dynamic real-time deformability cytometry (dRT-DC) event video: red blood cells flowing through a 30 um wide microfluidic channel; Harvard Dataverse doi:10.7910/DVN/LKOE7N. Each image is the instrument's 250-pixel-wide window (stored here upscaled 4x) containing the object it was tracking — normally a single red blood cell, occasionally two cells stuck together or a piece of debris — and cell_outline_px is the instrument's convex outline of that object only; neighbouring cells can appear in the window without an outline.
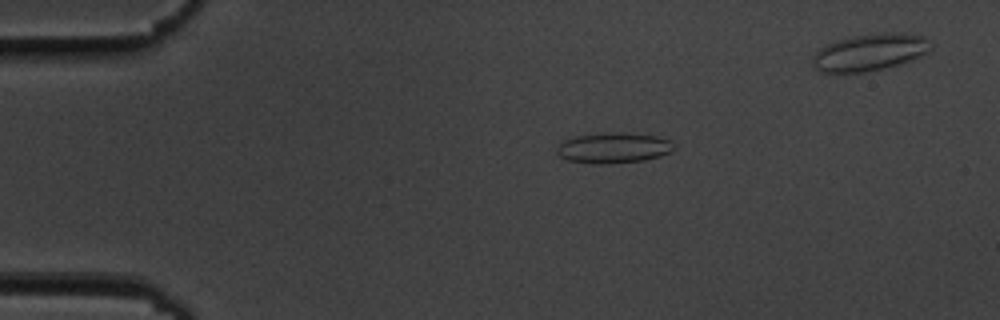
{"species": "common noctule bat (a hibernating species)", "species_latin": "Nyctalus noctula", "temperature_condition": "cold", "stored_images_in_passage": 43, "camera_frame_rate_fps": 3000, "um_per_image_px": 0.085, "animal": {"sex": "male", "body_mass_g": 19.5, "forearm_length_mm": 54.6}, "frame": {"image": 1, "passage_image": 3, "time_ms": 0.667, "image_size_px": [1000, 320], "cell_outline_px": [[676, 148], [672, 152], [644, 160], [608, 164], [600, 164], [568, 160], [560, 156], [556, 152], [556, 148], [564, 140], [576, 136], [656, 136], [672, 140]], "centroid_in_image_um": [52.18, 12.64], "position_along_channel_um": 32.8, "area_um2": 19.54}}
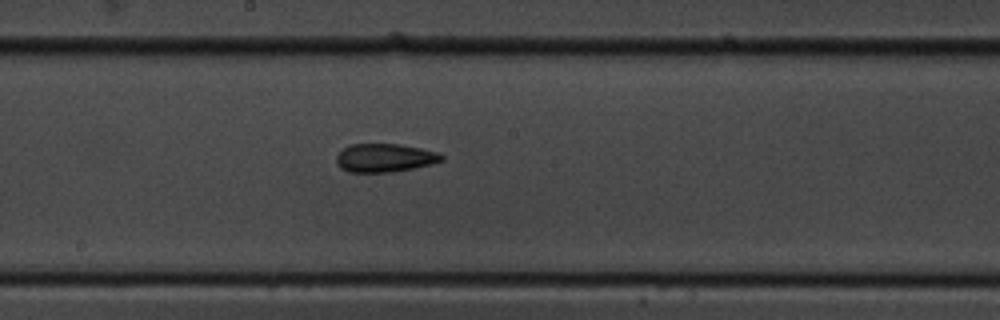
{"frame": {"image": 2, "passage_image": 22, "time_ms": 7.0, "image_size_px": [1000, 320], "cell_outline_px": [[444, 160], [432, 164], [392, 172], [348, 172], [340, 168], [336, 164], [336, 156], [348, 144], [396, 144], [420, 148], [440, 152], [444, 156]], "centroid_in_image_um": [32.7, 13.42], "position_along_channel_um": 215.5, "area_um2": 17.51}}
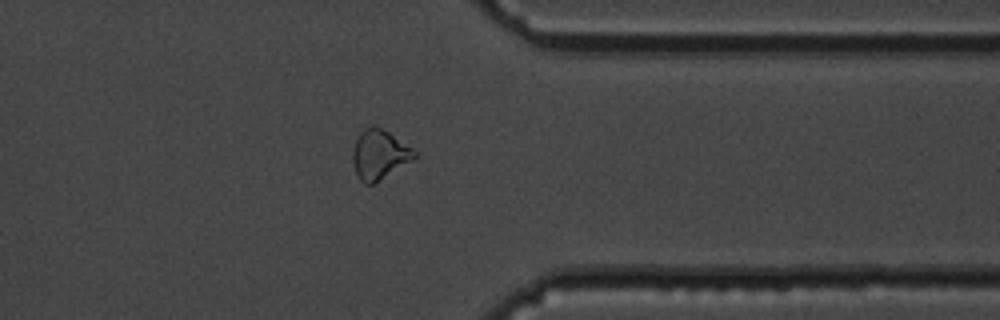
{"frame": {"image": 3, "passage_image": 36, "time_ms": 11.667, "image_size_px": [1000, 320], "cell_outline_px": [[416, 156], [412, 160], [372, 184], [364, 184], [356, 176], [352, 160], [352, 148], [360, 132], [364, 128], [372, 124], [388, 132], [412, 148], [416, 152]], "centroid_in_image_um": [32.19, 13.12], "position_along_channel_um": 379.2, "area_um2": 17.63}}